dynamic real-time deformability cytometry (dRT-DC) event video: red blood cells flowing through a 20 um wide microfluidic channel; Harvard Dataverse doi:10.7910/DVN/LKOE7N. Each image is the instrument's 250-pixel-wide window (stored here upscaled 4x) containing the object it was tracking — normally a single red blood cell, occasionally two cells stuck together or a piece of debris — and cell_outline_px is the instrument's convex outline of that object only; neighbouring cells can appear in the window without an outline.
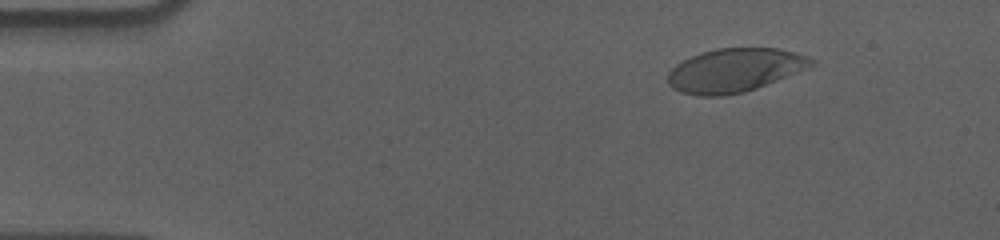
{"species": "human", "species_latin": "Homo sapiens", "temperature_condition": "cold", "stored_images_in_passage": 51, "camera_frame_rate_fps": 3000, "um_per_image_px": 0.085, "donor": {"sex": "male"}, "frame": {"image": 1, "passage_image": 2, "time_ms": 0.333, "image_size_px": [1000, 240], "cell_outline_px": [[816, 64], [756, 88], [744, 92], [724, 96], [700, 96], [680, 92], [672, 88], [668, 84], [668, 72], [676, 64], [692, 56], [716, 48], [776, 48], [792, 52], [816, 60]], "centroid_in_image_um": [62.4, 5.98], "position_along_channel_um": 22.6, "area_um2": 36.07}}
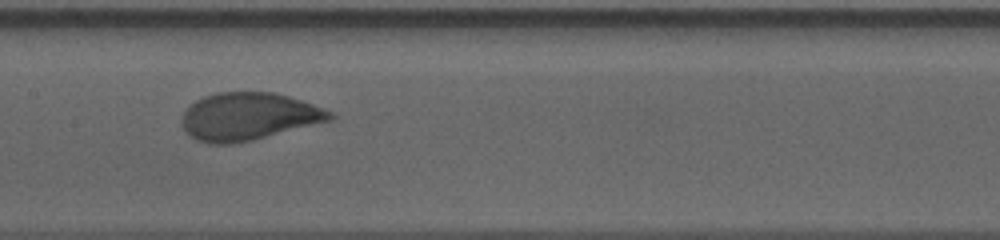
{"frame": {"image": 2, "passage_image": 23, "time_ms": 7.333, "image_size_px": [1000, 240], "cell_outline_px": [[336, 116], [332, 120], [252, 140], [232, 144], [208, 144], [196, 140], [184, 128], [184, 112], [196, 100], [204, 96], [216, 92], [272, 92], [288, 96], [312, 104], [332, 112]], "centroid_in_image_um": [21.15, 9.9], "position_along_channel_um": 186.3, "area_um2": 40.63}}
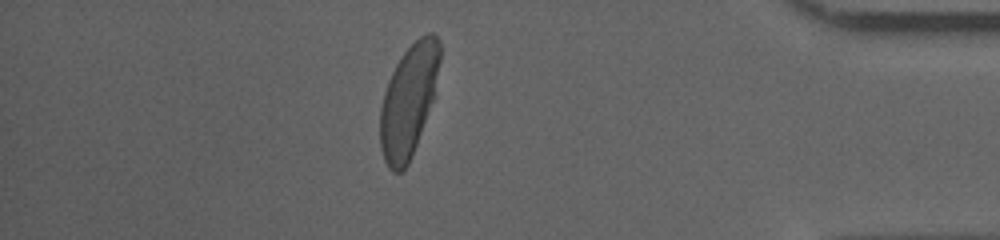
{"frame": {"image": 3, "passage_image": 44, "time_ms": 14.333, "image_size_px": [1000, 240], "cell_outline_px": [[440, 60], [432, 100], [412, 156], [408, 164], [400, 172], [392, 172], [388, 168], [384, 160], [380, 148], [380, 108], [384, 92], [388, 80], [400, 56], [420, 36], [428, 32], [432, 32], [440, 40]], "centroid_in_image_um": [34.71, 8.55], "position_along_channel_um": 400.5, "area_um2": 38.61}, "authors_computed_cell_mechanics": {"area_um2": 40.6334, "velocity_mm_per_s": 3.5898, "shape_relaxation_time_tau1_ms": 3.9233, "shape_relaxation_time_tau2_ms": null, "deformation_change_tau1": 0.1635, "deformation_change_tau2": null}}